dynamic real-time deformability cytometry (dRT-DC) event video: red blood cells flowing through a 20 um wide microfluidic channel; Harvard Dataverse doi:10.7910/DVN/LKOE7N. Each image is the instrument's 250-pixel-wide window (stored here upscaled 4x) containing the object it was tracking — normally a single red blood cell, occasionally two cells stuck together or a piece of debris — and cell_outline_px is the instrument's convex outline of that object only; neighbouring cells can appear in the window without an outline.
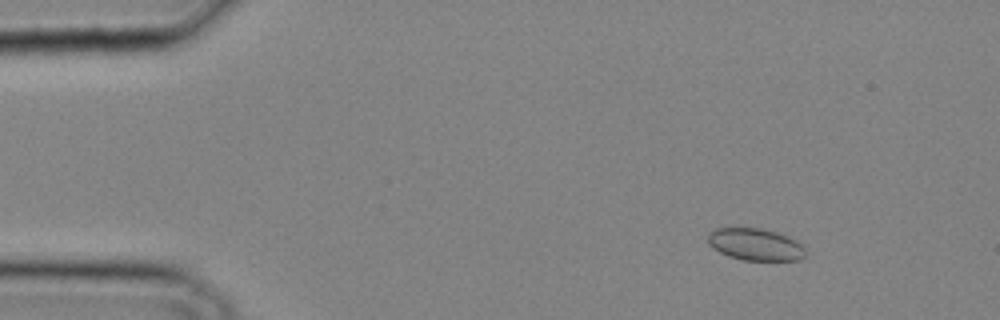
{"species": "common noctule bat (a hibernating species)", "species_latin": "Nyctalus noctula", "temperature_condition": "cold", "stored_images_in_passage": 33, "camera_frame_rate_fps": 3000, "um_per_image_px": 0.085, "animal": {"sex": "male", "body_mass_g": 20.4}, "frame": {"image": 1, "passage_image": 3, "time_ms": 0.667, "image_size_px": [1000, 320], "cell_outline_px": [[804, 256], [800, 260], [744, 260], [728, 256], [720, 252], [708, 244], [708, 232], [716, 228], [760, 228], [776, 232], [788, 236], [800, 244], [804, 248]], "centroid_in_image_um": [64.18, 20.77], "position_along_channel_um": 20.8, "area_um2": 18.09}}
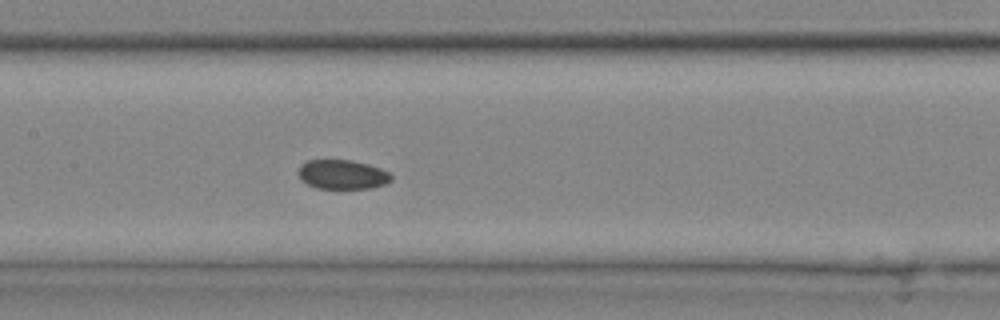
{"frame": {"image": 2, "passage_image": 16, "time_ms": 5.0, "image_size_px": [1000, 320], "cell_outline_px": [[392, 180], [384, 184], [372, 188], [316, 188], [300, 180], [296, 172], [300, 164], [308, 160], [352, 160], [368, 164], [380, 168], [388, 172], [392, 176]], "centroid_in_image_um": [29.06, 14.82], "position_along_channel_um": 178.3, "area_um2": 16.01}}
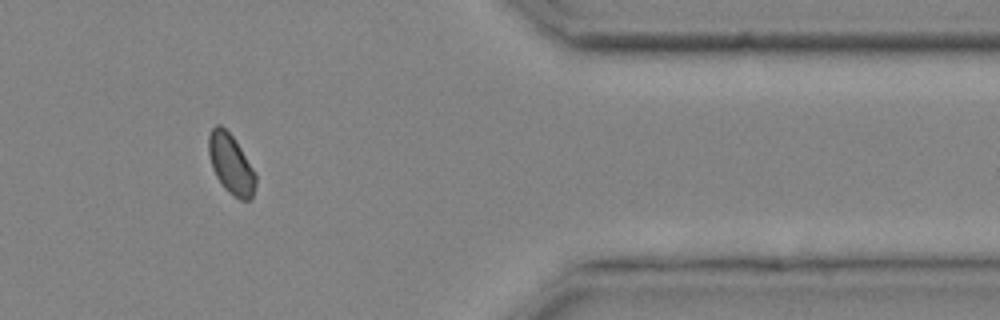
{"frame": {"image": 3, "passage_image": 29, "time_ms": 9.333, "image_size_px": [1000, 320], "cell_outline_px": [[256, 184], [252, 196], [248, 200], [240, 200], [232, 196], [224, 188], [216, 176], [212, 168], [208, 152], [208, 136], [212, 128], [216, 124], [220, 124], [232, 136], [256, 172]], "centroid_in_image_um": [19.62, 13.96], "position_along_channel_um": 391.8, "area_um2": 16.42}}